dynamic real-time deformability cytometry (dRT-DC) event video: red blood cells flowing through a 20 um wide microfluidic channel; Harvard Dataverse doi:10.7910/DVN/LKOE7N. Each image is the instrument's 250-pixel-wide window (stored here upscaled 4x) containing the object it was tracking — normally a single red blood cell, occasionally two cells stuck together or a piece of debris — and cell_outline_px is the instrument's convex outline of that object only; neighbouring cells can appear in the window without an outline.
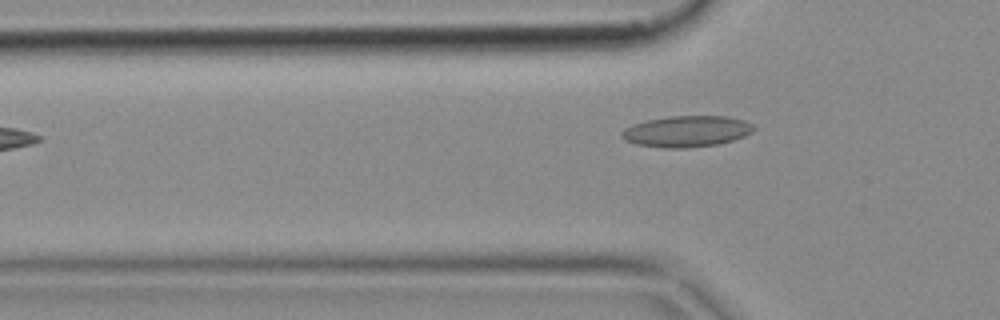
{"species": "common noctule bat (a hibernating species)", "species_latin": "Nyctalus noctula", "temperature_condition": "cold", "stored_images_in_passage": 2, "camera_frame_rate_fps": 3000, "um_per_image_px": 0.085, "animal": {"sex": "female", "body_mass_g": 18.4}, "frame": {"image": 1, "passage_image": 2, "time_ms": 0.333, "image_size_px": [1000, 320], "cell_outline_px": [[756, 128], [752, 132], [744, 136], [720, 144], [688, 148], [668, 148], [636, 144], [624, 140], [620, 136], [620, 132], [624, 128], [632, 124], [648, 120], [668, 116], [728, 116], [744, 120], [752, 124]], "centroid_in_image_um": [58.36, 11.16], "position_along_channel_um": 67.4, "area_um2": 24.16}}